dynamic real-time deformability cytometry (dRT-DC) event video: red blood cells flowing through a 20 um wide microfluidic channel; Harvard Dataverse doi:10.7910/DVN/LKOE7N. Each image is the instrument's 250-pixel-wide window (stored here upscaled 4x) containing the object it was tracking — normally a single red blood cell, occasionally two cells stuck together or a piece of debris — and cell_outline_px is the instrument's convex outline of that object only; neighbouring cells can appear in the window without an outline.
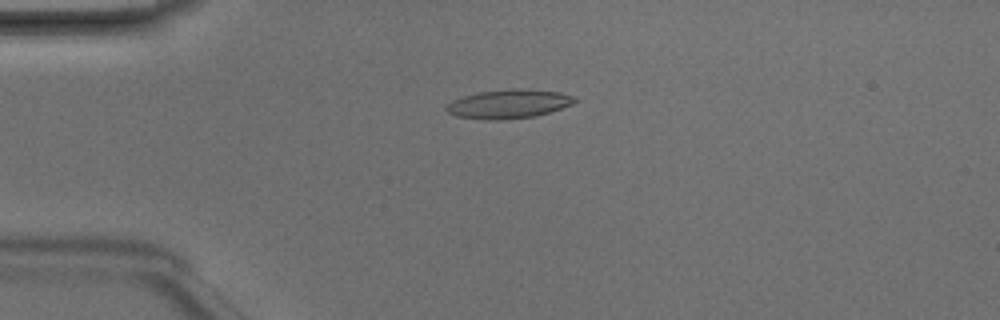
{"species": "Egyptian fruit bat (a non-hibernating species)", "species_latin": "Rousettus aegyptiacus", "temperature_condition": "room temperature", "stored_images_in_passage": 49, "camera_frame_rate_fps": 3000, "um_per_image_px": 0.085, "animal": {"sex": "male"}, "frame": {"image": 1, "passage_image": 12, "time_ms": 3.667, "image_size_px": [1000, 320], "cell_outline_px": [[576, 100], [572, 104], [536, 116], [500, 120], [484, 120], [456, 116], [448, 112], [444, 108], [452, 100], [464, 96], [480, 92], [512, 88], [520, 88], [560, 92], [576, 96]], "centroid_in_image_um": [43.23, 8.83], "position_along_channel_um": 41.8, "area_um2": 21.62}}
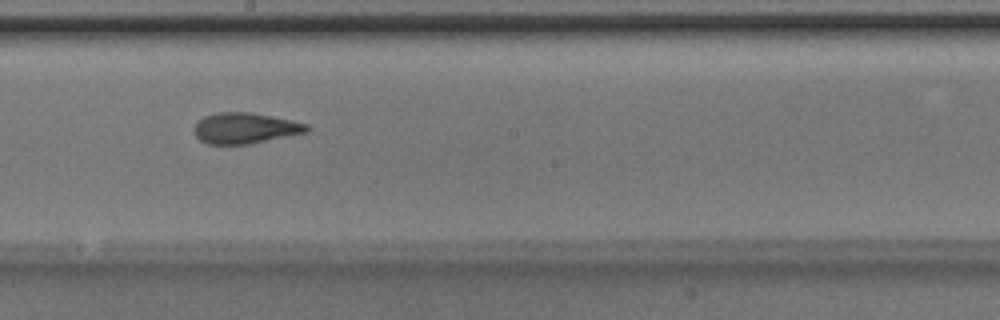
{"frame": {"image": 2, "passage_image": 27, "time_ms": 8.667, "image_size_px": [1000, 320], "cell_outline_px": [[312, 128], [308, 132], [248, 144], [208, 144], [200, 140], [196, 136], [196, 124], [204, 116], [216, 112], [252, 112], [292, 120], [308, 124]], "centroid_in_image_um": [20.89, 10.88], "position_along_channel_um": 227.3, "area_um2": 20.17}}
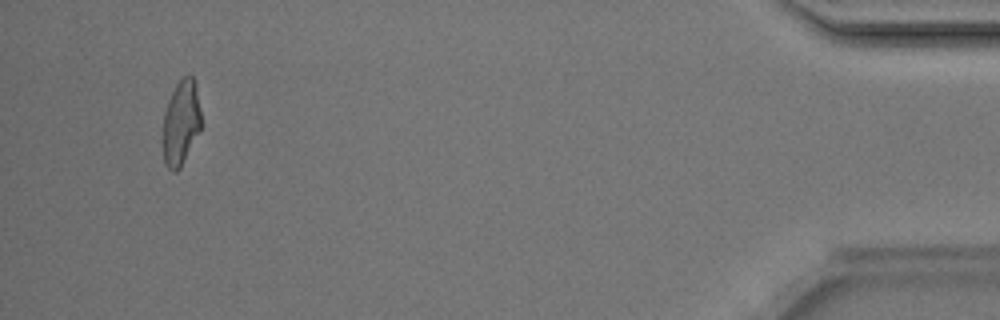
{"frame": {"image": 3, "passage_image": 46, "time_ms": 15.0, "image_size_px": [1000, 320], "cell_outline_px": [[200, 132], [180, 168], [176, 172], [172, 172], [168, 168], [164, 160], [164, 112], [168, 100], [176, 84], [184, 76], [192, 76], [196, 84], [200, 112]], "centroid_in_image_um": [15.39, 10.44], "position_along_channel_um": 419.8, "area_um2": 18.67}, "authors_computed_cell_mechanics": {"area_um2": 20.1722, "velocity_mm_per_s": 4.2254, "shape_relaxation_time_tau1_ms": 4.7203, "shape_relaxation_time_tau2_ms": 1.6817, "deformation_change_tau1": 0.1613, "deformation_change_tau2": 0.0956}}